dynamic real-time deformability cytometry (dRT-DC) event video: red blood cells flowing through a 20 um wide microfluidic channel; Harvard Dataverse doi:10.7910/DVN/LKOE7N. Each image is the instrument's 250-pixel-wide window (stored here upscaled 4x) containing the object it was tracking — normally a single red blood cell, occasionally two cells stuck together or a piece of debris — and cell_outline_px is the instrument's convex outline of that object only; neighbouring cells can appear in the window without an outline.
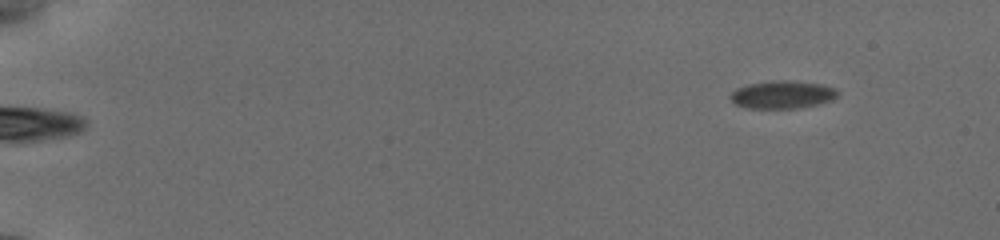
{"species": "common noctule bat (a hibernating species)", "species_latin": "Nyctalus noctula", "temperature_condition": "cold", "stored_images_in_passage": 52, "camera_frame_rate_fps": 3000, "um_per_image_px": 0.085, "animal": {"sex": "female", "body_mass_g": 19.5, "forearm_length_mm": 54.1}, "frame": {"image": 1, "passage_image": 1, "time_ms": 0.0, "image_size_px": [1000, 240], "cell_outline_px": [[836, 96], [832, 100], [816, 104], [796, 108], [748, 108], [736, 104], [728, 96], [736, 88], [748, 84], [776, 80], [784, 80], [820, 84], [836, 88]], "centroid_in_image_um": [66.46, 8.04], "position_along_channel_um": 18.5, "area_um2": 17.11}}
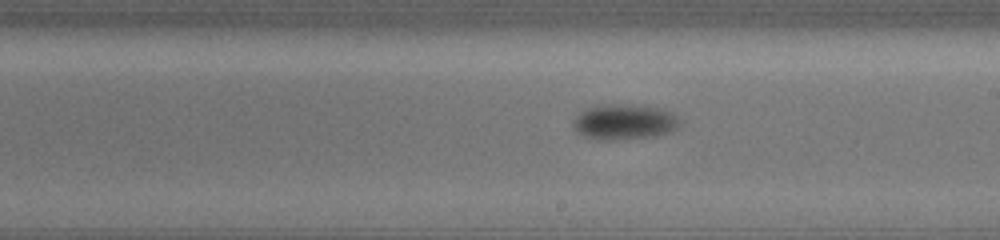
{"frame": {"image": 2, "passage_image": 30, "time_ms": 9.667, "image_size_px": [1000, 240], "cell_outline_px": [[676, 128], [668, 132], [656, 136], [612, 140], [596, 140], [584, 136], [576, 132], [572, 124], [572, 120], [580, 112], [592, 108], [652, 108], [664, 112], [672, 116], [676, 120]], "centroid_in_image_um": [52.93, 10.48], "position_along_channel_um": 236.1, "area_um2": 20.0}}
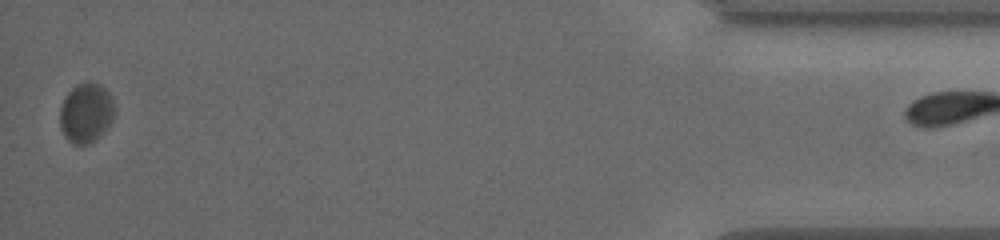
{"frame": {"image": 3, "passage_image": 51, "time_ms": 16.667, "image_size_px": [1000, 240], "cell_outline_px": [[112, 120], [104, 132], [88, 144], [72, 144], [64, 136], [60, 124], [60, 108], [68, 92], [76, 84], [88, 80], [100, 84], [104, 88], [112, 100]], "centroid_in_image_um": [7.28, 9.58], "position_along_channel_um": 427.9, "area_um2": 18.73}}